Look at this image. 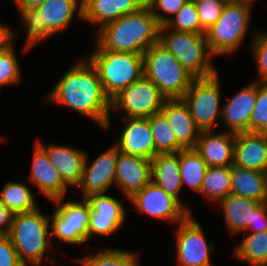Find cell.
<instances>
[{
    "label": "cell",
    "instance_id": "6da1fadb",
    "mask_svg": "<svg viewBox=\"0 0 267 266\" xmlns=\"http://www.w3.org/2000/svg\"><path fill=\"white\" fill-rule=\"evenodd\" d=\"M57 80L46 94L47 103L67 106L91 118L103 130L111 126V100L106 95L95 67L83 55Z\"/></svg>",
    "mask_w": 267,
    "mask_h": 266
},
{
    "label": "cell",
    "instance_id": "7a4b0ae2",
    "mask_svg": "<svg viewBox=\"0 0 267 266\" xmlns=\"http://www.w3.org/2000/svg\"><path fill=\"white\" fill-rule=\"evenodd\" d=\"M161 24L146 4L95 31V42L104 50L142 54L159 42Z\"/></svg>",
    "mask_w": 267,
    "mask_h": 266
},
{
    "label": "cell",
    "instance_id": "3957f363",
    "mask_svg": "<svg viewBox=\"0 0 267 266\" xmlns=\"http://www.w3.org/2000/svg\"><path fill=\"white\" fill-rule=\"evenodd\" d=\"M50 216L40 208L14 215L8 237L25 265H42L45 253L51 249ZM49 248V249H48Z\"/></svg>",
    "mask_w": 267,
    "mask_h": 266
},
{
    "label": "cell",
    "instance_id": "277c9868",
    "mask_svg": "<svg viewBox=\"0 0 267 266\" xmlns=\"http://www.w3.org/2000/svg\"><path fill=\"white\" fill-rule=\"evenodd\" d=\"M85 57L95 67L106 95L112 100L144 75L143 55L104 50L97 42Z\"/></svg>",
    "mask_w": 267,
    "mask_h": 266
},
{
    "label": "cell",
    "instance_id": "5b68a950",
    "mask_svg": "<svg viewBox=\"0 0 267 266\" xmlns=\"http://www.w3.org/2000/svg\"><path fill=\"white\" fill-rule=\"evenodd\" d=\"M253 4L246 0H229L219 19L206 32L210 53L214 57L239 50L248 32Z\"/></svg>",
    "mask_w": 267,
    "mask_h": 266
},
{
    "label": "cell",
    "instance_id": "8992f818",
    "mask_svg": "<svg viewBox=\"0 0 267 266\" xmlns=\"http://www.w3.org/2000/svg\"><path fill=\"white\" fill-rule=\"evenodd\" d=\"M143 68L166 99L182 98L195 79L159 42L143 53Z\"/></svg>",
    "mask_w": 267,
    "mask_h": 266
},
{
    "label": "cell",
    "instance_id": "52a82bcc",
    "mask_svg": "<svg viewBox=\"0 0 267 266\" xmlns=\"http://www.w3.org/2000/svg\"><path fill=\"white\" fill-rule=\"evenodd\" d=\"M159 43L162 44L195 78H208L219 69L213 65L206 35L175 31L161 25Z\"/></svg>",
    "mask_w": 267,
    "mask_h": 266
},
{
    "label": "cell",
    "instance_id": "ba28073f",
    "mask_svg": "<svg viewBox=\"0 0 267 266\" xmlns=\"http://www.w3.org/2000/svg\"><path fill=\"white\" fill-rule=\"evenodd\" d=\"M63 200L64 198H60L52 201L56 208L50 216L51 243H55L57 238L59 242L69 245H83L89 241L91 207L85 199L79 202Z\"/></svg>",
    "mask_w": 267,
    "mask_h": 266
},
{
    "label": "cell",
    "instance_id": "9c48e42d",
    "mask_svg": "<svg viewBox=\"0 0 267 266\" xmlns=\"http://www.w3.org/2000/svg\"><path fill=\"white\" fill-rule=\"evenodd\" d=\"M219 71L208 78H195L182 97L200 131H211L221 117Z\"/></svg>",
    "mask_w": 267,
    "mask_h": 266
},
{
    "label": "cell",
    "instance_id": "30bf717a",
    "mask_svg": "<svg viewBox=\"0 0 267 266\" xmlns=\"http://www.w3.org/2000/svg\"><path fill=\"white\" fill-rule=\"evenodd\" d=\"M165 100L159 88L142 75L111 100V115L122 111L124 117L148 118L161 112Z\"/></svg>",
    "mask_w": 267,
    "mask_h": 266
},
{
    "label": "cell",
    "instance_id": "8fae6325",
    "mask_svg": "<svg viewBox=\"0 0 267 266\" xmlns=\"http://www.w3.org/2000/svg\"><path fill=\"white\" fill-rule=\"evenodd\" d=\"M176 262L178 266H214L210 254L213 243L208 244L200 223L190 214L176 225Z\"/></svg>",
    "mask_w": 267,
    "mask_h": 266
},
{
    "label": "cell",
    "instance_id": "7c38bea8",
    "mask_svg": "<svg viewBox=\"0 0 267 266\" xmlns=\"http://www.w3.org/2000/svg\"><path fill=\"white\" fill-rule=\"evenodd\" d=\"M128 201L133 204V209L154 220H166L178 224L190 215V212L175 197L167 194L152 181Z\"/></svg>",
    "mask_w": 267,
    "mask_h": 266
},
{
    "label": "cell",
    "instance_id": "4fadbf2b",
    "mask_svg": "<svg viewBox=\"0 0 267 266\" xmlns=\"http://www.w3.org/2000/svg\"><path fill=\"white\" fill-rule=\"evenodd\" d=\"M85 200L91 207L89 240L93 235H112L123 226L127 213L121 200L106 193L89 195Z\"/></svg>",
    "mask_w": 267,
    "mask_h": 266
},
{
    "label": "cell",
    "instance_id": "5bb4252c",
    "mask_svg": "<svg viewBox=\"0 0 267 266\" xmlns=\"http://www.w3.org/2000/svg\"><path fill=\"white\" fill-rule=\"evenodd\" d=\"M117 157L118 148L115 145L108 147L91 164L86 156L82 179L77 186L82 199L93 194H105L111 185H115Z\"/></svg>",
    "mask_w": 267,
    "mask_h": 266
},
{
    "label": "cell",
    "instance_id": "9a60e30c",
    "mask_svg": "<svg viewBox=\"0 0 267 266\" xmlns=\"http://www.w3.org/2000/svg\"><path fill=\"white\" fill-rule=\"evenodd\" d=\"M120 137L114 144L118 151L152 160L156 155L154 139L148 118H123Z\"/></svg>",
    "mask_w": 267,
    "mask_h": 266
},
{
    "label": "cell",
    "instance_id": "2e32d148",
    "mask_svg": "<svg viewBox=\"0 0 267 266\" xmlns=\"http://www.w3.org/2000/svg\"><path fill=\"white\" fill-rule=\"evenodd\" d=\"M258 82L253 81L233 94L222 105L221 119L226 131L250 132V117L256 104Z\"/></svg>",
    "mask_w": 267,
    "mask_h": 266
},
{
    "label": "cell",
    "instance_id": "e0dca14e",
    "mask_svg": "<svg viewBox=\"0 0 267 266\" xmlns=\"http://www.w3.org/2000/svg\"><path fill=\"white\" fill-rule=\"evenodd\" d=\"M152 178L151 160L118 151L115 186L130 199L141 191Z\"/></svg>",
    "mask_w": 267,
    "mask_h": 266
},
{
    "label": "cell",
    "instance_id": "ac0fdd59",
    "mask_svg": "<svg viewBox=\"0 0 267 266\" xmlns=\"http://www.w3.org/2000/svg\"><path fill=\"white\" fill-rule=\"evenodd\" d=\"M36 143L45 151L49 161L59 172L63 182L70 187H77L82 179L86 151L78 148L49 143L46 146L41 140Z\"/></svg>",
    "mask_w": 267,
    "mask_h": 266
},
{
    "label": "cell",
    "instance_id": "d6986e66",
    "mask_svg": "<svg viewBox=\"0 0 267 266\" xmlns=\"http://www.w3.org/2000/svg\"><path fill=\"white\" fill-rule=\"evenodd\" d=\"M29 180L38 188V193L50 201L65 198L68 186L49 161L45 151L35 142Z\"/></svg>",
    "mask_w": 267,
    "mask_h": 266
},
{
    "label": "cell",
    "instance_id": "ffe728a7",
    "mask_svg": "<svg viewBox=\"0 0 267 266\" xmlns=\"http://www.w3.org/2000/svg\"><path fill=\"white\" fill-rule=\"evenodd\" d=\"M41 19V40L68 28L74 16L82 19L83 0H47L36 8Z\"/></svg>",
    "mask_w": 267,
    "mask_h": 266
},
{
    "label": "cell",
    "instance_id": "44dd1931",
    "mask_svg": "<svg viewBox=\"0 0 267 266\" xmlns=\"http://www.w3.org/2000/svg\"><path fill=\"white\" fill-rule=\"evenodd\" d=\"M236 133L221 131H201L195 150L208 167L233 165L234 143Z\"/></svg>",
    "mask_w": 267,
    "mask_h": 266
},
{
    "label": "cell",
    "instance_id": "7402d4cb",
    "mask_svg": "<svg viewBox=\"0 0 267 266\" xmlns=\"http://www.w3.org/2000/svg\"><path fill=\"white\" fill-rule=\"evenodd\" d=\"M233 164L267 172V137L261 132L236 133Z\"/></svg>",
    "mask_w": 267,
    "mask_h": 266
},
{
    "label": "cell",
    "instance_id": "603a6c76",
    "mask_svg": "<svg viewBox=\"0 0 267 266\" xmlns=\"http://www.w3.org/2000/svg\"><path fill=\"white\" fill-rule=\"evenodd\" d=\"M146 5V0H83L82 21L99 26L136 12Z\"/></svg>",
    "mask_w": 267,
    "mask_h": 266
},
{
    "label": "cell",
    "instance_id": "cb8c5ba5",
    "mask_svg": "<svg viewBox=\"0 0 267 266\" xmlns=\"http://www.w3.org/2000/svg\"><path fill=\"white\" fill-rule=\"evenodd\" d=\"M161 113L168 120L177 141L185 148H195L200 129L196 126L187 104L182 98L166 99Z\"/></svg>",
    "mask_w": 267,
    "mask_h": 266
},
{
    "label": "cell",
    "instance_id": "d4e9b609",
    "mask_svg": "<svg viewBox=\"0 0 267 266\" xmlns=\"http://www.w3.org/2000/svg\"><path fill=\"white\" fill-rule=\"evenodd\" d=\"M151 181L162 188L167 194L175 197L189 212L190 208L180 198L182 180L180 176L179 152L159 153L151 160Z\"/></svg>",
    "mask_w": 267,
    "mask_h": 266
},
{
    "label": "cell",
    "instance_id": "484cf974",
    "mask_svg": "<svg viewBox=\"0 0 267 266\" xmlns=\"http://www.w3.org/2000/svg\"><path fill=\"white\" fill-rule=\"evenodd\" d=\"M231 194L267 202V172L231 165Z\"/></svg>",
    "mask_w": 267,
    "mask_h": 266
},
{
    "label": "cell",
    "instance_id": "4316f807",
    "mask_svg": "<svg viewBox=\"0 0 267 266\" xmlns=\"http://www.w3.org/2000/svg\"><path fill=\"white\" fill-rule=\"evenodd\" d=\"M259 203L233 194L220 200L217 204L222 208L228 232L237 235L253 225L254 209Z\"/></svg>",
    "mask_w": 267,
    "mask_h": 266
},
{
    "label": "cell",
    "instance_id": "83f0119b",
    "mask_svg": "<svg viewBox=\"0 0 267 266\" xmlns=\"http://www.w3.org/2000/svg\"><path fill=\"white\" fill-rule=\"evenodd\" d=\"M179 160L182 187L186 184L192 191L200 193L201 184L208 168L207 163L194 148L180 150Z\"/></svg>",
    "mask_w": 267,
    "mask_h": 266
},
{
    "label": "cell",
    "instance_id": "f1b7e54d",
    "mask_svg": "<svg viewBox=\"0 0 267 266\" xmlns=\"http://www.w3.org/2000/svg\"><path fill=\"white\" fill-rule=\"evenodd\" d=\"M36 194L23 183L7 181L1 190L0 201L14 214L30 212L37 207Z\"/></svg>",
    "mask_w": 267,
    "mask_h": 266
},
{
    "label": "cell",
    "instance_id": "f546056e",
    "mask_svg": "<svg viewBox=\"0 0 267 266\" xmlns=\"http://www.w3.org/2000/svg\"><path fill=\"white\" fill-rule=\"evenodd\" d=\"M231 165L208 167L199 194L207 201L219 202L231 194Z\"/></svg>",
    "mask_w": 267,
    "mask_h": 266
},
{
    "label": "cell",
    "instance_id": "4dcf8cb0",
    "mask_svg": "<svg viewBox=\"0 0 267 266\" xmlns=\"http://www.w3.org/2000/svg\"><path fill=\"white\" fill-rule=\"evenodd\" d=\"M232 255L251 266H267V230L250 232L233 250Z\"/></svg>",
    "mask_w": 267,
    "mask_h": 266
},
{
    "label": "cell",
    "instance_id": "1f68e13d",
    "mask_svg": "<svg viewBox=\"0 0 267 266\" xmlns=\"http://www.w3.org/2000/svg\"><path fill=\"white\" fill-rule=\"evenodd\" d=\"M140 252L126 249H101L90 253L87 257L76 258L81 266H140Z\"/></svg>",
    "mask_w": 267,
    "mask_h": 266
},
{
    "label": "cell",
    "instance_id": "d6a6232c",
    "mask_svg": "<svg viewBox=\"0 0 267 266\" xmlns=\"http://www.w3.org/2000/svg\"><path fill=\"white\" fill-rule=\"evenodd\" d=\"M154 139L155 151L159 153H176L185 149L176 139L172 127L166 117L160 112L149 117Z\"/></svg>",
    "mask_w": 267,
    "mask_h": 266
},
{
    "label": "cell",
    "instance_id": "836d02e7",
    "mask_svg": "<svg viewBox=\"0 0 267 266\" xmlns=\"http://www.w3.org/2000/svg\"><path fill=\"white\" fill-rule=\"evenodd\" d=\"M165 26L175 31L206 34L200 26L196 4L190 0L183 5Z\"/></svg>",
    "mask_w": 267,
    "mask_h": 266
},
{
    "label": "cell",
    "instance_id": "e575fe53",
    "mask_svg": "<svg viewBox=\"0 0 267 266\" xmlns=\"http://www.w3.org/2000/svg\"><path fill=\"white\" fill-rule=\"evenodd\" d=\"M14 48L0 53V93L2 87L17 85L21 81L20 61Z\"/></svg>",
    "mask_w": 267,
    "mask_h": 266
},
{
    "label": "cell",
    "instance_id": "d590c367",
    "mask_svg": "<svg viewBox=\"0 0 267 266\" xmlns=\"http://www.w3.org/2000/svg\"><path fill=\"white\" fill-rule=\"evenodd\" d=\"M21 22L27 32L26 41L23 47V52L27 53L35 45L41 41V19L36 8L18 9Z\"/></svg>",
    "mask_w": 267,
    "mask_h": 266
},
{
    "label": "cell",
    "instance_id": "8d00e7d4",
    "mask_svg": "<svg viewBox=\"0 0 267 266\" xmlns=\"http://www.w3.org/2000/svg\"><path fill=\"white\" fill-rule=\"evenodd\" d=\"M248 45L255 58L258 79L256 82L267 84V31L256 30Z\"/></svg>",
    "mask_w": 267,
    "mask_h": 266
},
{
    "label": "cell",
    "instance_id": "74e56055",
    "mask_svg": "<svg viewBox=\"0 0 267 266\" xmlns=\"http://www.w3.org/2000/svg\"><path fill=\"white\" fill-rule=\"evenodd\" d=\"M229 0H198L195 2L201 28L207 32L219 19Z\"/></svg>",
    "mask_w": 267,
    "mask_h": 266
},
{
    "label": "cell",
    "instance_id": "f35d334b",
    "mask_svg": "<svg viewBox=\"0 0 267 266\" xmlns=\"http://www.w3.org/2000/svg\"><path fill=\"white\" fill-rule=\"evenodd\" d=\"M267 129V84L258 82L256 104L250 117V132L263 133Z\"/></svg>",
    "mask_w": 267,
    "mask_h": 266
},
{
    "label": "cell",
    "instance_id": "ab89813d",
    "mask_svg": "<svg viewBox=\"0 0 267 266\" xmlns=\"http://www.w3.org/2000/svg\"><path fill=\"white\" fill-rule=\"evenodd\" d=\"M189 0H146L152 14L165 25ZM159 10L162 12L160 13Z\"/></svg>",
    "mask_w": 267,
    "mask_h": 266
},
{
    "label": "cell",
    "instance_id": "60d3db41",
    "mask_svg": "<svg viewBox=\"0 0 267 266\" xmlns=\"http://www.w3.org/2000/svg\"><path fill=\"white\" fill-rule=\"evenodd\" d=\"M7 235H0V266H23Z\"/></svg>",
    "mask_w": 267,
    "mask_h": 266
},
{
    "label": "cell",
    "instance_id": "b9f144b4",
    "mask_svg": "<svg viewBox=\"0 0 267 266\" xmlns=\"http://www.w3.org/2000/svg\"><path fill=\"white\" fill-rule=\"evenodd\" d=\"M247 230L252 233H259L267 230V202L259 203L254 209L253 225Z\"/></svg>",
    "mask_w": 267,
    "mask_h": 266
},
{
    "label": "cell",
    "instance_id": "7bdbcfd3",
    "mask_svg": "<svg viewBox=\"0 0 267 266\" xmlns=\"http://www.w3.org/2000/svg\"><path fill=\"white\" fill-rule=\"evenodd\" d=\"M17 35V32L13 31L11 26H8V23H2L0 20V53L13 47L12 42Z\"/></svg>",
    "mask_w": 267,
    "mask_h": 266
},
{
    "label": "cell",
    "instance_id": "ee69618b",
    "mask_svg": "<svg viewBox=\"0 0 267 266\" xmlns=\"http://www.w3.org/2000/svg\"><path fill=\"white\" fill-rule=\"evenodd\" d=\"M14 215L15 214L0 201V235H8Z\"/></svg>",
    "mask_w": 267,
    "mask_h": 266
},
{
    "label": "cell",
    "instance_id": "f6af8a7d",
    "mask_svg": "<svg viewBox=\"0 0 267 266\" xmlns=\"http://www.w3.org/2000/svg\"><path fill=\"white\" fill-rule=\"evenodd\" d=\"M16 3L18 9H30L37 8L47 0H13Z\"/></svg>",
    "mask_w": 267,
    "mask_h": 266
},
{
    "label": "cell",
    "instance_id": "bcb514c9",
    "mask_svg": "<svg viewBox=\"0 0 267 266\" xmlns=\"http://www.w3.org/2000/svg\"><path fill=\"white\" fill-rule=\"evenodd\" d=\"M248 3L253 4V2H255V0H246ZM257 1V0H256Z\"/></svg>",
    "mask_w": 267,
    "mask_h": 266
},
{
    "label": "cell",
    "instance_id": "7dc6e473",
    "mask_svg": "<svg viewBox=\"0 0 267 266\" xmlns=\"http://www.w3.org/2000/svg\"><path fill=\"white\" fill-rule=\"evenodd\" d=\"M263 134L267 137V129L263 132Z\"/></svg>",
    "mask_w": 267,
    "mask_h": 266
},
{
    "label": "cell",
    "instance_id": "c3c4849f",
    "mask_svg": "<svg viewBox=\"0 0 267 266\" xmlns=\"http://www.w3.org/2000/svg\"><path fill=\"white\" fill-rule=\"evenodd\" d=\"M23 266H40V265H25V264H24Z\"/></svg>",
    "mask_w": 267,
    "mask_h": 266
}]
</instances>
